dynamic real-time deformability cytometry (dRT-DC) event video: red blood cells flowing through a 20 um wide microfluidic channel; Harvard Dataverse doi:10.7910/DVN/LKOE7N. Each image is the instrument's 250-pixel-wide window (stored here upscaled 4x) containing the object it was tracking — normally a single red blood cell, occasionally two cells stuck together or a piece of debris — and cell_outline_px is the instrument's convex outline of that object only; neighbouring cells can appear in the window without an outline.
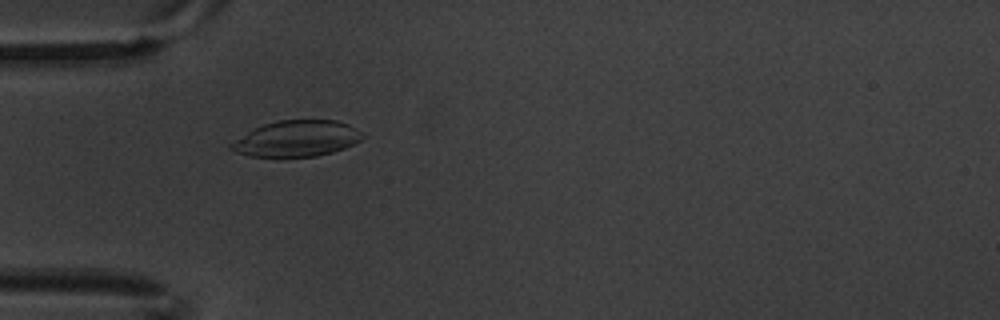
{"species": "common noctule bat (a hibernating species)", "species_latin": "Nyctalus noctula", "temperature_condition": "warm", "stored_images_in_passage": 8, "camera_frame_rate_fps": 3000, "um_per_image_px": 0.085, "animal": {"sex": "male", "body_mass_g": 20.1, "forearm_length_mm": 53.5}, "frame": {"image": 1, "passage_image": 6, "time_ms": 1.667, "image_size_px": [1000, 320], "cell_outline_px": [[364, 136], [360, 140], [344, 148], [332, 152], [316, 156], [248, 156], [236, 152], [228, 148], [228, 144], [252, 128], [264, 124], [280, 120], [336, 120], [348, 124], [356, 128]], "centroid_in_image_um": [25.17, 11.77], "position_along_channel_um": 59.8, "area_um2": 27.46}}
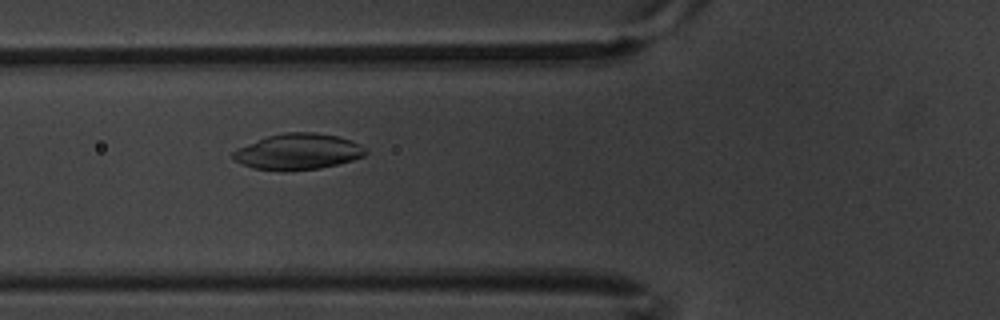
{"frame": {"image": 2, "passage_image": 7, "time_ms": 2.0, "image_size_px": [1000, 320], "cell_outline_px": [[368, 152], [364, 156], [352, 160], [320, 168], [252, 168], [236, 160], [232, 156], [232, 152], [236, 148], [268, 136], [284, 132], [316, 132], [336, 136], [352, 140], [360, 144]], "centroid_in_image_um": [25.37, 12.84], "position_along_channel_um": 100.4, "area_um2": 26.88}}
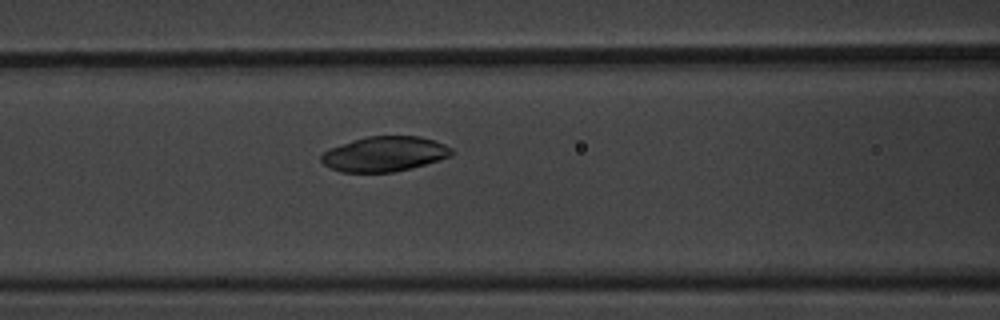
{"frame": {"image": 3, "passage_image": 8, "time_ms": 2.333, "image_size_px": [1000, 320], "cell_outline_px": [[452, 156], [412, 168], [392, 172], [340, 172], [324, 164], [320, 160], [320, 156], [328, 148], [352, 140], [368, 136], [420, 136], [444, 144], [452, 148]], "centroid_in_image_um": [32.67, 13.09], "position_along_channel_um": 133.9, "area_um2": 26.59}}